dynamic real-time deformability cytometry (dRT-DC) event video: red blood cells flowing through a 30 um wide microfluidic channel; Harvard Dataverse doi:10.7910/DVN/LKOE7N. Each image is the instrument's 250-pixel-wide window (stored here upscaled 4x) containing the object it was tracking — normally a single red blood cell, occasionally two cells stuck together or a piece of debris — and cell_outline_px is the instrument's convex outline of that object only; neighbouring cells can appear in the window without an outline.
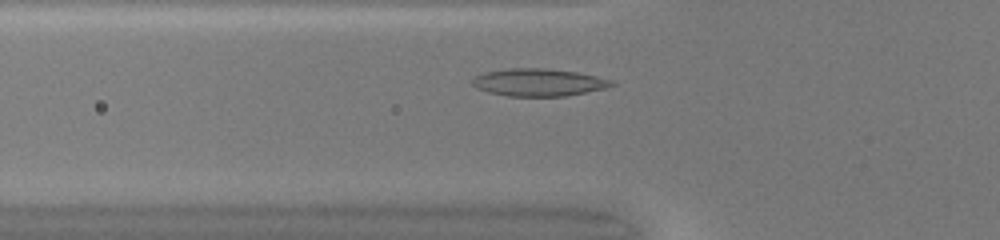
{"species": "common noctule bat (a hibernating species)", "species_latin": "Nyctalus noctula", "temperature_condition": "warm", "stored_images_in_passage": 38, "camera_frame_rate_fps": 3000, "um_per_image_px": 0.085, "animal": {"sex": "female", "body_mass_g": 20.0, "forearm_length_mm": 54.0}, "frame": {"image": 1, "passage_image": 8, "time_ms": 2.333, "image_size_px": [1000, 240], "cell_outline_px": [[616, 84], [604, 88], [564, 96], [508, 96], [488, 92], [476, 88], [472, 84], [472, 80], [476, 76], [484, 72], [508, 68], [544, 68], [576, 72], [596, 76], [612, 80]], "centroid_in_image_um": [45.74, 6.99], "position_along_channel_um": 80.1, "area_um2": 22.14}}
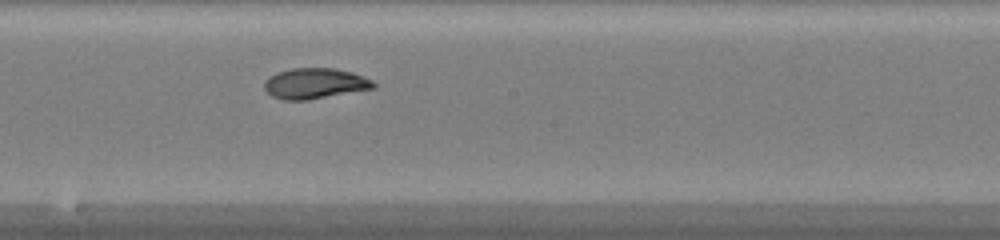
{"frame": {"image": 2, "passage_image": 18, "time_ms": 5.667, "image_size_px": [1000, 240], "cell_outline_px": [[376, 88], [308, 100], [284, 100], [272, 96], [264, 88], [264, 80], [268, 76], [276, 72], [292, 68], [336, 68], [352, 72], [364, 76], [372, 80], [376, 84]], "centroid_in_image_um": [26.76, 7.09], "position_along_channel_um": 221.4, "area_um2": 19.71}}
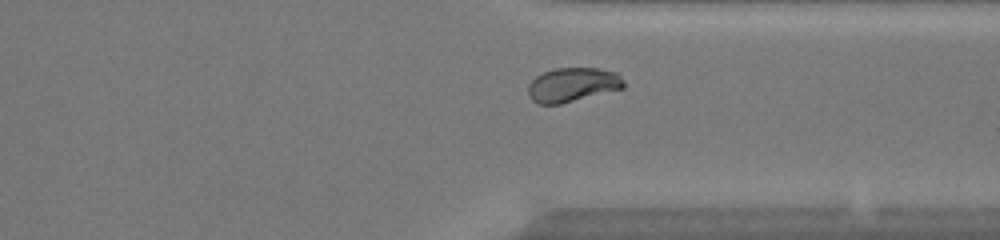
{"frame": {"image": 3, "passage_image": 28, "time_ms": 9.0, "image_size_px": [1000, 240], "cell_outline_px": [[624, 88], [560, 104], [540, 104], [532, 100], [528, 96], [528, 84], [536, 76], [544, 72], [556, 68], [600, 68], [616, 72], [620, 76], [624, 84]], "centroid_in_image_um": [48.65, 7.2], "position_along_channel_um": 362.7, "area_um2": 19.02}, "authors_computed_cell_mechanics": {"area_um2": 19.7098, "velocity_mm_per_s": 4.2397, "shape_relaxation_time_tau1_ms": 9.7349, "shape_relaxation_time_tau2_ms": null, "deformation_change_tau1": 0.2949, "deformation_change_tau2": null}}